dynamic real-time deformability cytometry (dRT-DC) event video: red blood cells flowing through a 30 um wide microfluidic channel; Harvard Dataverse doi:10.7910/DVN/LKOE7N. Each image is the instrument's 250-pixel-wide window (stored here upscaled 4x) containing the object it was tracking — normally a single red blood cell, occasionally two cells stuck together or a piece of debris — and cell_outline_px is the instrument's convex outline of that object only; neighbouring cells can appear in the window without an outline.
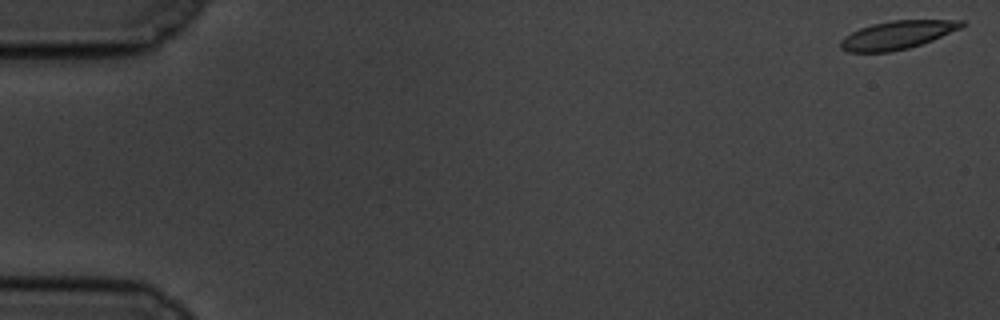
{"species": "common noctule bat (a hibernating species)", "species_latin": "Nyctalus noctula", "temperature_condition": "cold", "stored_images_in_passage": 14, "camera_frame_rate_fps": 3000, "um_per_image_px": 0.085, "animal": {"sex": "male", "body_mass_g": 19.5, "forearm_length_mm": 54.6}, "frame": {"image": 1, "passage_image": 1, "time_ms": 0.0, "image_size_px": [1000, 320], "cell_outline_px": [[964, 24], [960, 28], [932, 40], [908, 48], [892, 52], [848, 52], [840, 48], [840, 40], [844, 36], [860, 28], [872, 24], [892, 20], [964, 20]], "centroid_in_image_um": [76.22, 2.98], "position_along_channel_um": 8.8, "area_um2": 19.83}}